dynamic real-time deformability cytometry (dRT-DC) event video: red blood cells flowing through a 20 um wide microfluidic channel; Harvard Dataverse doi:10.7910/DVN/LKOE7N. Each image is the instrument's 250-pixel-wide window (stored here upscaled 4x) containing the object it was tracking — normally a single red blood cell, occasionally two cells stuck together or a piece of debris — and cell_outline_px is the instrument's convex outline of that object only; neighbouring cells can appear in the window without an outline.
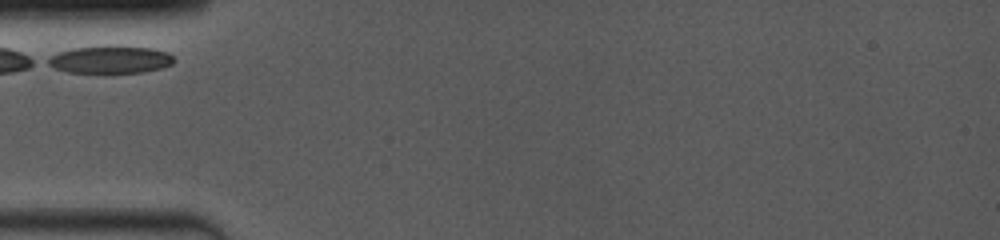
{"species": "common noctule bat (a hibernating species)", "species_latin": "Nyctalus noctula", "temperature_condition": "room temperature", "stored_images_in_passage": 8, "camera_frame_rate_fps": 4000, "um_per_image_px": 0.085, "animal": {"sex": "female", "body_mass_g": 19.0, "forearm_length_mm": 53.3}, "frame": {"image": 1, "passage_image": 1, "time_ms": 0.0, "image_size_px": [1000, 240], "cell_outline_px": [[176, 60], [172, 64], [164, 68], [144, 72], [68, 72], [56, 68], [48, 64], [44, 60], [60, 52], [72, 48], [148, 48], [164, 52], [172, 56]], "centroid_in_image_um": [9.38, 5.11], "position_along_channel_um": 75.6, "area_um2": 19.19}}